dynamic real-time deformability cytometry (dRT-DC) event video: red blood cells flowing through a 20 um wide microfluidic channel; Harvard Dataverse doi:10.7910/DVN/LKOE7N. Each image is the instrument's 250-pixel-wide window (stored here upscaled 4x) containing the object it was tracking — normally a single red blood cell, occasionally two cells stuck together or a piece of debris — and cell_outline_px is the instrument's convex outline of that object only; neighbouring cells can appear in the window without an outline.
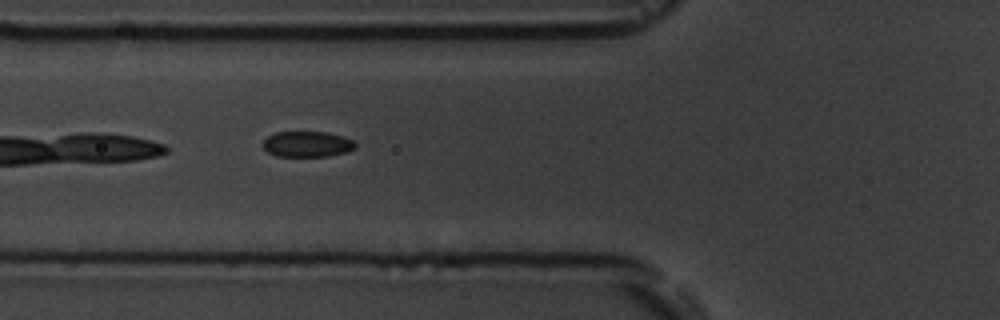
{"species": "common noctule bat (a hibernating species)", "species_latin": "Nyctalus noctula", "temperature_condition": "room temperature", "stored_images_in_passage": 3, "camera_frame_rate_fps": 3000, "um_per_image_px": 0.085, "animal": {"sex": "male", "body_mass_g": 19.5, "forearm_length_mm": 54.6}, "frame": {"image": 1, "passage_image": 3, "time_ms": 2.333, "image_size_px": [1000, 320], "cell_outline_px": [[356, 148], [344, 152], [328, 156], [276, 156], [268, 152], [260, 144], [268, 136], [276, 132], [328, 132], [344, 136], [352, 140], [356, 144]], "centroid_in_image_um": [26.1, 12.24], "position_along_channel_um": 99.7, "area_um2": 13.87}}